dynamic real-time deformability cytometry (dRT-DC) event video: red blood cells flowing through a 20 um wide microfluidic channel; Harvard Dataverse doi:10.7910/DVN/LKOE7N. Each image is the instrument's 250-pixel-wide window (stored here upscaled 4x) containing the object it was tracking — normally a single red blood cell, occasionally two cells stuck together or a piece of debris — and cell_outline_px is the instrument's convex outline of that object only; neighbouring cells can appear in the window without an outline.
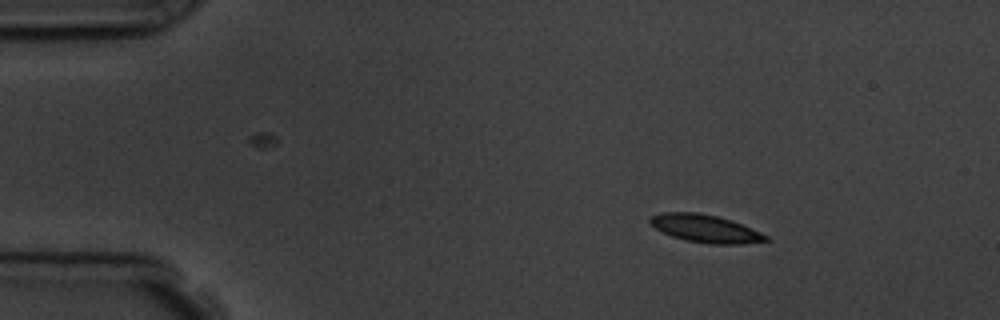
{"species": "common noctule bat (a hibernating species)", "species_latin": "Nyctalus noctula", "temperature_condition": "room temperature", "stored_images_in_passage": 5, "camera_frame_rate_fps": 3000, "um_per_image_px": 0.085, "animal": {"sex": "male", "body_mass_g": 19.5, "forearm_length_mm": 54.6}, "frame": {"image": 1, "passage_image": 2, "time_ms": 1.0, "image_size_px": [1000, 320], "cell_outline_px": [[772, 240], [740, 244], [712, 244], [684, 240], [672, 236], [648, 224], [648, 216], [660, 212], [700, 212], [732, 220], [760, 232], [768, 236]], "centroid_in_image_um": [59.92, 19.41], "position_along_channel_um": 25.1, "area_um2": 18.9}}
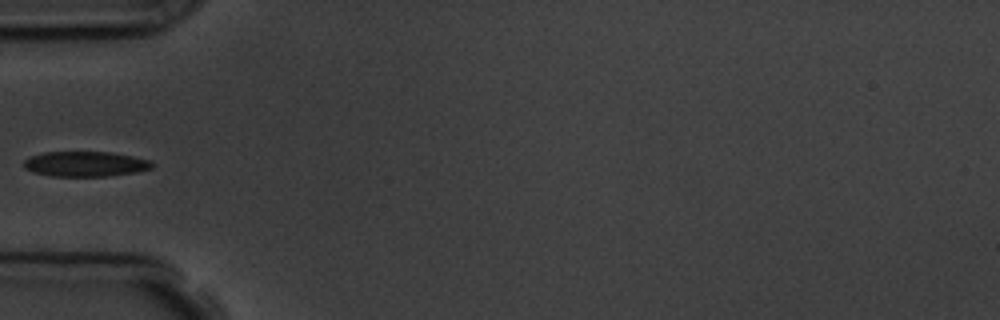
{"frame": {"image": 2, "passage_image": 5, "time_ms": 4.333, "image_size_px": [1000, 320], "cell_outline_px": [[156, 164], [152, 168], [136, 172], [108, 176], [52, 176], [32, 172], [24, 168], [24, 160], [32, 156], [44, 152], [108, 152], [132, 156], [152, 160]], "centroid_in_image_um": [7.29, 13.94], "position_along_channel_um": 77.7, "area_um2": 18.84}}